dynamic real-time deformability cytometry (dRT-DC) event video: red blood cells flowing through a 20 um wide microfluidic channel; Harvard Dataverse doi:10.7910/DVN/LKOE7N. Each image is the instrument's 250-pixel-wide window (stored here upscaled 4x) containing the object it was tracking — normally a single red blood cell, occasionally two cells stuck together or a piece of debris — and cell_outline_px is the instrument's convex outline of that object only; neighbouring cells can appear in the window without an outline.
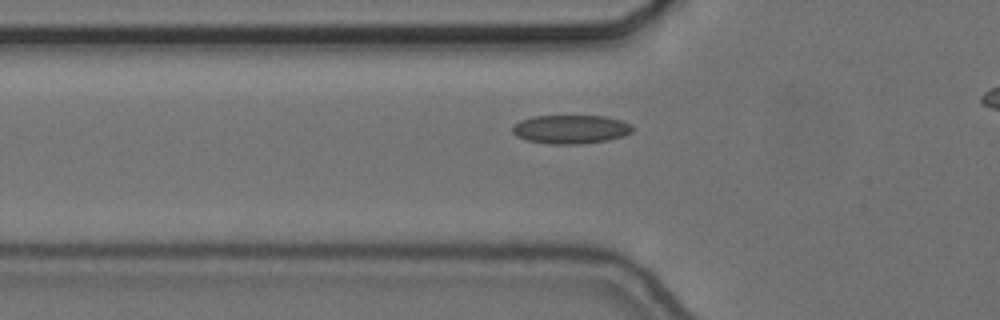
{"species": "common noctule bat (a hibernating species)", "species_latin": "Nyctalus noctula", "temperature_condition": "cold", "stored_images_in_passage": 35, "camera_frame_rate_fps": 3000, "um_per_image_px": 0.085, "animal": {"sex": "female", "body_mass_g": 24.6, "forearm_length_mm": 56.2}, "frame": {"image": 1, "passage_image": 11, "time_ms": 3.333, "image_size_px": [1000, 320], "cell_outline_px": [[636, 128], [632, 132], [624, 136], [608, 140], [580, 144], [552, 144], [528, 140], [516, 136], [512, 132], [512, 128], [520, 120], [532, 116], [604, 116], [620, 120], [632, 124]], "centroid_in_image_um": [48.55, 10.98], "position_along_channel_um": 77.2, "area_um2": 20.17}}
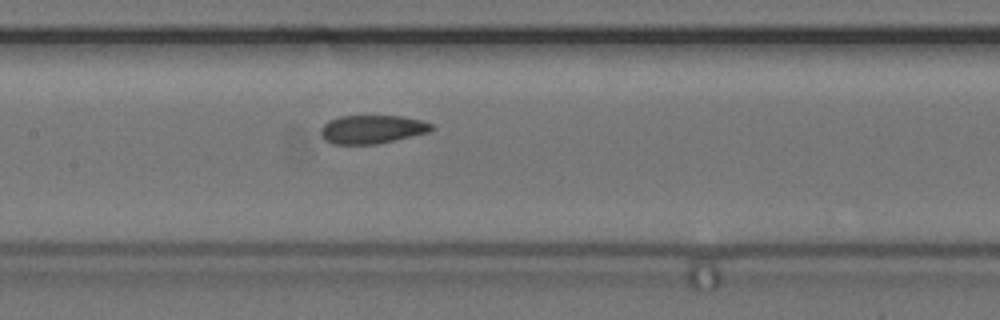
{"frame": {"image": 2, "passage_image": 19, "time_ms": 6.0, "image_size_px": [1000, 320], "cell_outline_px": [[436, 128], [432, 132], [376, 144], [332, 144], [324, 140], [320, 132], [320, 128], [328, 120], [340, 116], [400, 116], [420, 120], [432, 124]], "centroid_in_image_um": [31.64, 10.99], "position_along_channel_um": 175.8, "area_um2": 18.55}}
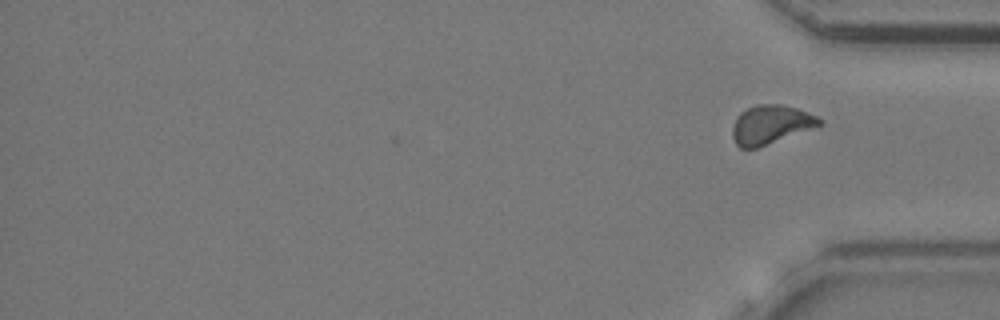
{"frame": {"image": 3, "passage_image": 35, "time_ms": 11.333, "image_size_px": [1000, 320], "cell_outline_px": [[824, 124], [756, 148], [740, 148], [736, 144], [732, 136], [732, 128], [736, 116], [740, 112], [756, 104], [780, 104], [796, 108], [816, 116], [824, 120]], "centroid_in_image_um": [65.49, 10.58], "position_along_channel_um": 369.7, "area_um2": 19.59}, "authors_computed_cell_mechanics": {"area_um2": 19.363, "velocity_mm_per_s": 3.6501, "shape_relaxation_time_tau1_ms": null, "shape_relaxation_time_tau2_ms": 1.5901, "deformation_change_tau1": null, "deformation_change_tau2": 0.067}}